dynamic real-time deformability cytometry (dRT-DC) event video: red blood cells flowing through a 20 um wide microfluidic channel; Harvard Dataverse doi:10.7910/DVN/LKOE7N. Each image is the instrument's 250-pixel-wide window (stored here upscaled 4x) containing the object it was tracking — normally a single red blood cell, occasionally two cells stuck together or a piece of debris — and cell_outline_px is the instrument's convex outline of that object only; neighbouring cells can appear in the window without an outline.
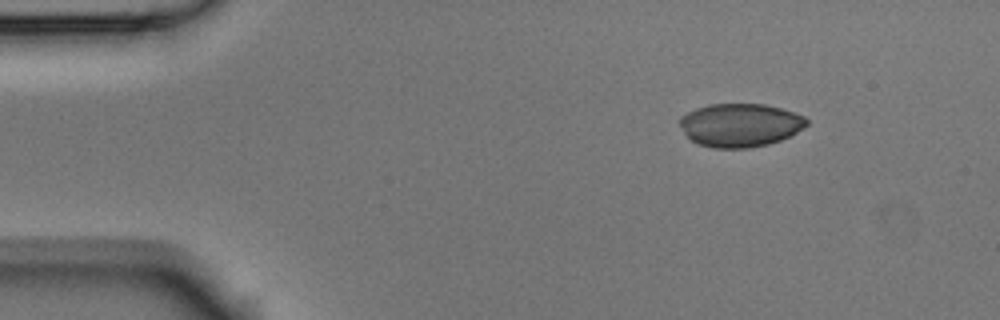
{"species": "Egyptian fruit bat (a non-hibernating species)", "species_latin": "Rousettus aegyptiacus", "temperature_condition": "room temperature", "stored_images_in_passage": 3, "camera_frame_rate_fps": 3000, "um_per_image_px": 0.085, "animal": {"sex": "male"}, "frame": {"image": 1, "passage_image": 1, "time_ms": 0.0, "image_size_px": [1000, 320], "cell_outline_px": [[808, 124], [804, 128], [780, 140], [768, 144], [748, 148], [712, 148], [700, 144], [692, 140], [684, 132], [680, 124], [680, 116], [696, 108], [708, 104], [764, 104], [780, 108], [804, 116], [808, 120]], "centroid_in_image_um": [62.91, 10.63], "position_along_channel_um": 22.1, "area_um2": 31.91}}